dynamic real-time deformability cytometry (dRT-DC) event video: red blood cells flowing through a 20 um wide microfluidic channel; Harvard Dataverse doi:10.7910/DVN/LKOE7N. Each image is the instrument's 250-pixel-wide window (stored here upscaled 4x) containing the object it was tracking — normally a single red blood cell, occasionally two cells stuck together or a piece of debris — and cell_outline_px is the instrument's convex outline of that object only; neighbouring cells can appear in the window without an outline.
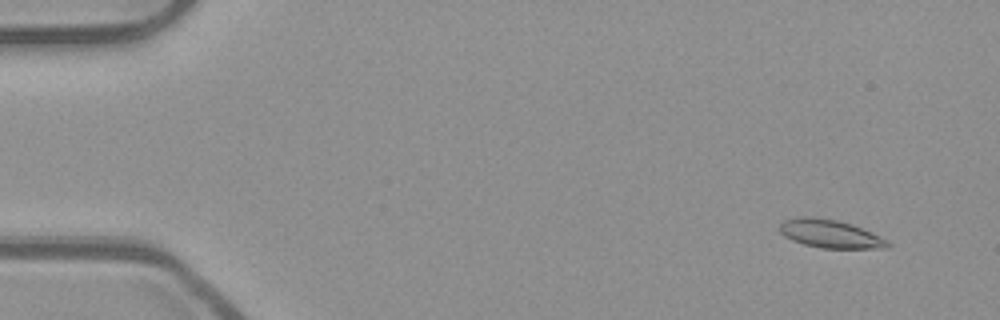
{"species": "common noctule bat (a hibernating species)", "species_latin": "Nyctalus noctula", "temperature_condition": "room temperature", "stored_images_in_passage": 53, "camera_frame_rate_fps": 3000, "um_per_image_px": 0.085, "animal": {"sex": "male", "body_mass_g": 23.1, "forearm_length_mm": 52.7}, "frame": {"image": 1, "passage_image": 4, "time_ms": 1.0, "image_size_px": [1000, 320], "cell_outline_px": [[892, 244], [888, 248], [820, 248], [804, 244], [792, 240], [784, 236], [780, 232], [780, 224], [784, 220], [800, 216], [808, 216], [840, 220], [852, 224], [872, 232], [888, 240]], "centroid_in_image_um": [70.59, 19.87], "position_along_channel_um": 14.4, "area_um2": 17.92}}
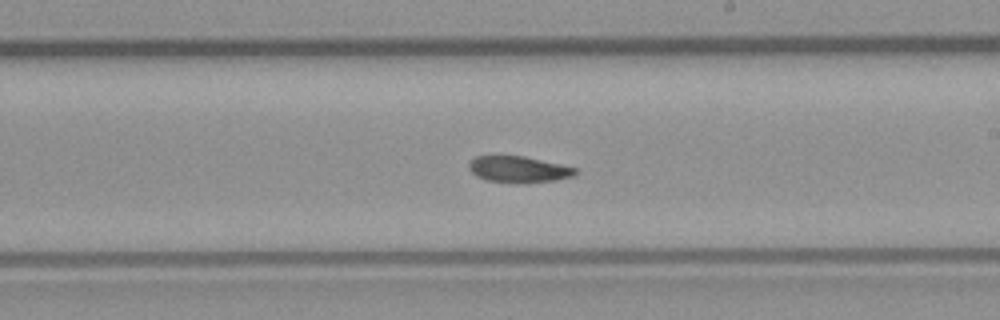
{"frame": {"image": 2, "passage_image": 31, "time_ms": 10.0, "image_size_px": [1000, 320], "cell_outline_px": [[576, 176], [556, 180], [488, 180], [476, 176], [468, 168], [468, 164], [476, 156], [524, 156], [560, 164], [576, 168]], "centroid_in_image_um": [44.08, 14.34], "position_along_channel_um": 244.9, "area_um2": 15.37}}
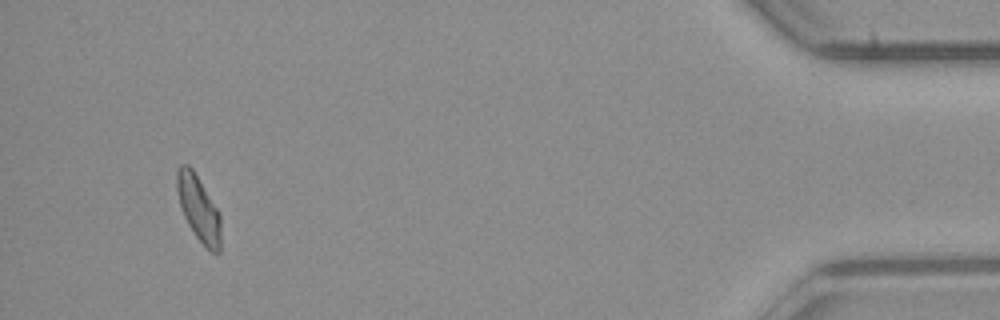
{"frame": {"image": 3, "passage_image": 50, "time_ms": 16.333, "image_size_px": [1000, 320], "cell_outline_px": [[220, 252], [212, 252], [196, 236], [188, 224], [184, 216], [180, 204], [176, 188], [176, 172], [180, 164], [188, 164], [192, 168], [220, 212]], "centroid_in_image_um": [16.87, 17.67], "position_along_channel_um": 418.3, "area_um2": 16.59}, "authors_computed_cell_mechanics": {"area_um2": 17.051, "velocity_mm_per_s": 3.9291, "shape_relaxation_time_tau1_ms": null, "shape_relaxation_time_tau2_ms": 5.9499, "deformation_change_tau1": null, "deformation_change_tau2": 0.1252}}